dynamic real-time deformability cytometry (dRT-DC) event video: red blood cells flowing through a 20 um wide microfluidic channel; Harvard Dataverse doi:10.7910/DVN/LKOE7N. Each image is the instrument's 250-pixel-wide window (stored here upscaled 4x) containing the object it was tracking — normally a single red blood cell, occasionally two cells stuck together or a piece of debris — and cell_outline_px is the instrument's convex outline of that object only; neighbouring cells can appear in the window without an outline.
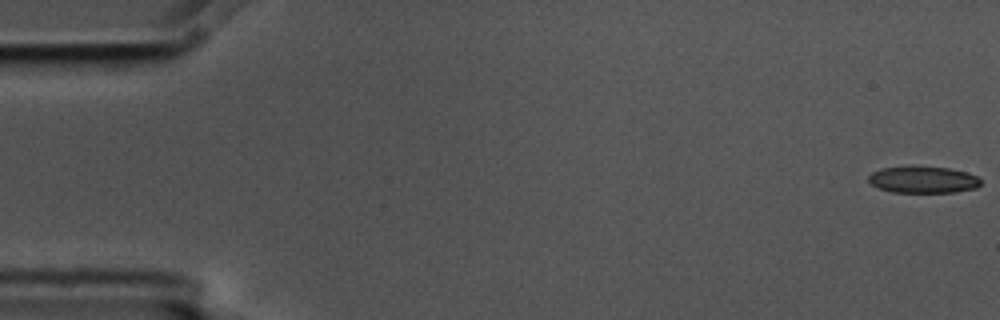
{"species": "common noctule bat (a hibernating species)", "species_latin": "Nyctalus noctula", "temperature_condition": "cold", "stored_images_in_passage": 4, "camera_frame_rate_fps": 3000, "um_per_image_px": 0.085, "animal": {"sex": "male", "body_mass_g": 17.5, "forearm_length_mm": 52.3}, "frame": {"image": 1, "passage_image": 1, "time_ms": 0.0, "image_size_px": [1000, 320], "cell_outline_px": [[980, 184], [976, 188], [956, 192], [892, 192], [880, 188], [872, 184], [868, 180], [868, 176], [872, 172], [880, 168], [912, 164], [948, 168], [968, 172], [976, 176], [980, 180]], "centroid_in_image_um": [78.44, 15.23], "position_along_channel_um": 6.6, "area_um2": 17.92}}
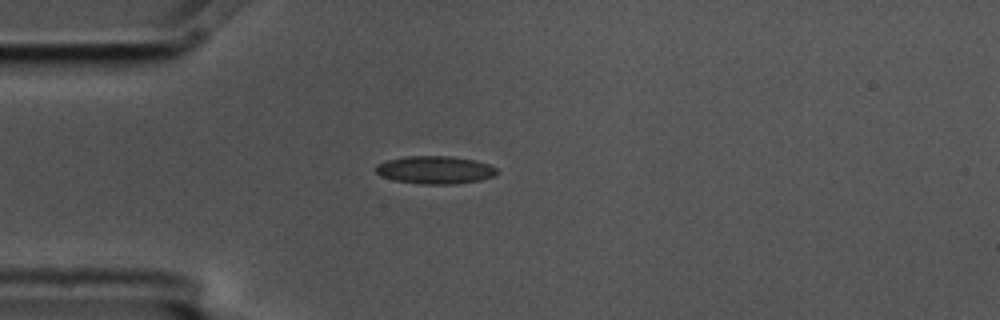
{"frame": {"image": 2, "passage_image": 4, "time_ms": 1.0, "image_size_px": [1000, 320], "cell_outline_px": [[496, 176], [480, 180], [456, 184], [420, 184], [392, 180], [380, 176], [376, 172], [376, 164], [388, 160], [408, 156], [452, 156], [476, 160], [488, 164], [496, 168]], "centroid_in_image_um": [36.98, 14.45], "position_along_channel_um": 48.0, "area_um2": 19.77}}